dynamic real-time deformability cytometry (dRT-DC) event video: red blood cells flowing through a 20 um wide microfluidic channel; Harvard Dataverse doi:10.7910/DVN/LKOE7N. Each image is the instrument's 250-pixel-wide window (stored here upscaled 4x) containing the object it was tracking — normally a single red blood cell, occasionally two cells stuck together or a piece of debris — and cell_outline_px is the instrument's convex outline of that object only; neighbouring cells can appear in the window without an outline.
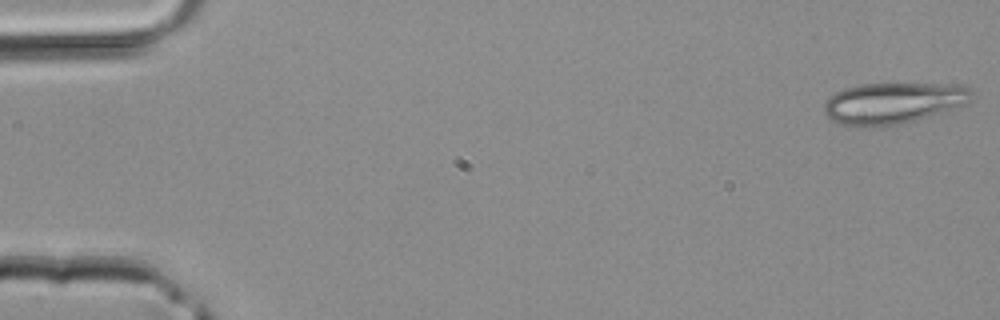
{"species": "common noctule bat (a hibernating species)", "species_latin": "Nyctalus noctula", "temperature_condition": "room temperature", "stored_images_in_passage": 42, "camera_frame_rate_fps": 3000, "um_per_image_px": 0.085, "animal": {"sex": "male", "body_mass_g": 20.4}, "frame": {"image": 1, "passage_image": 1, "time_ms": 0.0, "image_size_px": [1000, 320], "cell_outline_px": [[972, 100], [968, 104], [912, 120], [896, 124], [876, 128], [860, 128], [840, 124], [832, 120], [824, 112], [824, 104], [836, 92], [844, 88], [864, 84], [936, 84], [968, 88], [972, 92]], "centroid_in_image_um": [75.86, 8.79], "position_along_channel_um": 9.1, "area_um2": 35.03}}
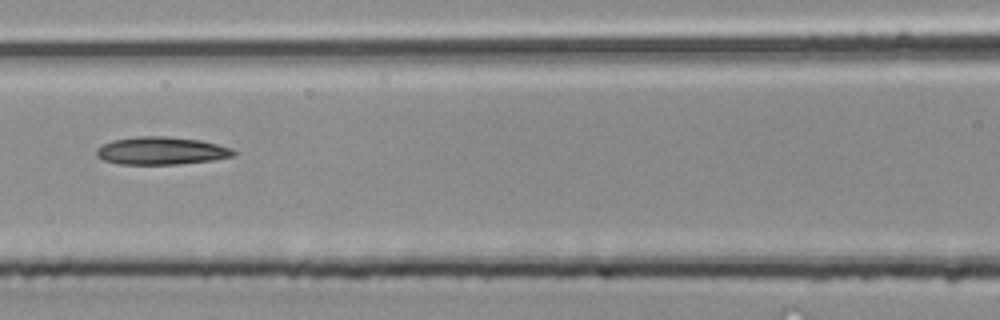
{"frame": {"image": 2, "passage_image": 19, "time_ms": 6.0, "image_size_px": [1000, 320], "cell_outline_px": [[240, 152], [232, 156], [212, 160], [180, 164], [116, 164], [104, 160], [96, 156], [96, 148], [112, 140], [140, 136], [164, 136], [200, 140], [232, 148]], "centroid_in_image_um": [13.71, 12.82], "position_along_channel_um": 152.9, "area_um2": 22.2}}
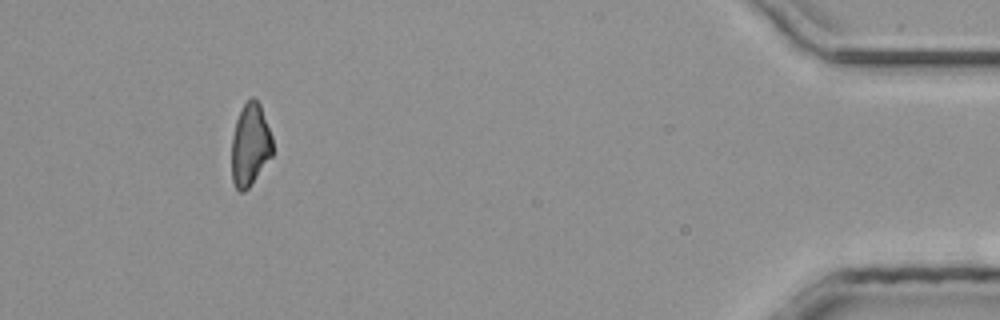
{"frame": {"image": 3, "passage_image": 39, "time_ms": 12.667, "image_size_px": [1000, 320], "cell_outline_px": [[272, 156], [248, 188], [244, 192], [240, 192], [236, 188], [232, 180], [232, 136], [236, 120], [244, 104], [252, 96], [260, 104], [272, 136]], "centroid_in_image_um": [21.26, 12.32], "position_along_channel_um": 413.9, "area_um2": 19.54}}